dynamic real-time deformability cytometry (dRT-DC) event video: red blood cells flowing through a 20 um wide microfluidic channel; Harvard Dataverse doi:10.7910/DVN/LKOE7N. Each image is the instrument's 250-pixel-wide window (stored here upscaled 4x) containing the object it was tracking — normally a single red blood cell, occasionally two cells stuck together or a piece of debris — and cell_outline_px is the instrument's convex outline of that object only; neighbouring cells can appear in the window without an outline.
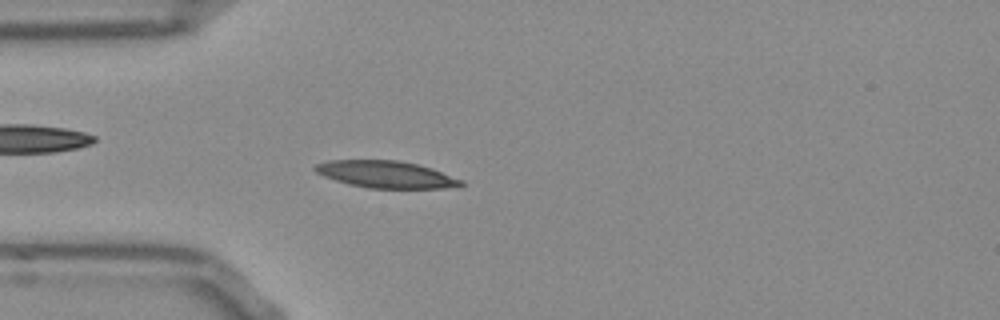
{"species": "Egyptian fruit bat (a non-hibernating species)", "species_latin": "Rousettus aegyptiacus", "temperature_condition": "room temperature", "stored_images_in_passage": 52, "camera_frame_rate_fps": 3000, "um_per_image_px": 0.085, "frame": {"image": 1, "passage_image": 14, "time_ms": 4.333, "image_size_px": [1000, 320], "cell_outline_px": [[464, 184], [456, 188], [368, 188], [348, 184], [324, 176], [316, 172], [312, 168], [316, 164], [328, 160], [396, 160], [416, 164], [432, 168], [464, 180]], "centroid_in_image_um": [32.84, 14.83], "position_along_channel_um": 52.2, "area_um2": 23.06}}
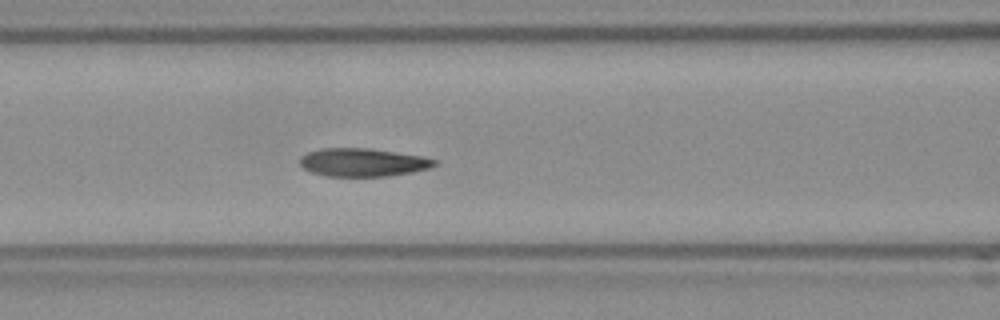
{"frame": {"image": 2, "passage_image": 21, "time_ms": 6.667, "image_size_px": [1000, 320], "cell_outline_px": [[436, 164], [428, 168], [412, 172], [388, 176], [328, 176], [312, 172], [304, 168], [300, 164], [300, 156], [308, 152], [324, 148], [368, 148], [420, 156], [436, 160]], "centroid_in_image_um": [30.81, 13.8], "position_along_channel_um": 135.8, "area_um2": 21.79}}
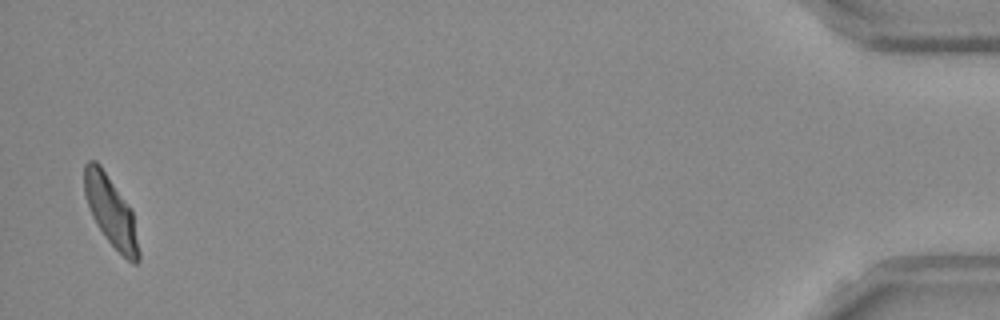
{"frame": {"image": 3, "passage_image": 51, "time_ms": 16.667, "image_size_px": [1000, 320], "cell_outline_px": [[140, 260], [136, 264], [132, 264], [108, 240], [92, 216], [84, 196], [84, 164], [88, 160], [96, 160], [100, 164], [132, 208], [140, 252]], "centroid_in_image_um": [9.43, 17.93], "position_along_channel_um": 425.8, "area_um2": 22.25}, "authors_computed_cell_mechanics": {"area_um2": 22.253, "velocity_mm_per_s": 3.8392, "shape_relaxation_time_tau1_ms": 4.8431, "shape_relaxation_time_tau2_ms": 1.6425, "deformation_change_tau1": 0.1662, "deformation_change_tau2": 0.0737}}